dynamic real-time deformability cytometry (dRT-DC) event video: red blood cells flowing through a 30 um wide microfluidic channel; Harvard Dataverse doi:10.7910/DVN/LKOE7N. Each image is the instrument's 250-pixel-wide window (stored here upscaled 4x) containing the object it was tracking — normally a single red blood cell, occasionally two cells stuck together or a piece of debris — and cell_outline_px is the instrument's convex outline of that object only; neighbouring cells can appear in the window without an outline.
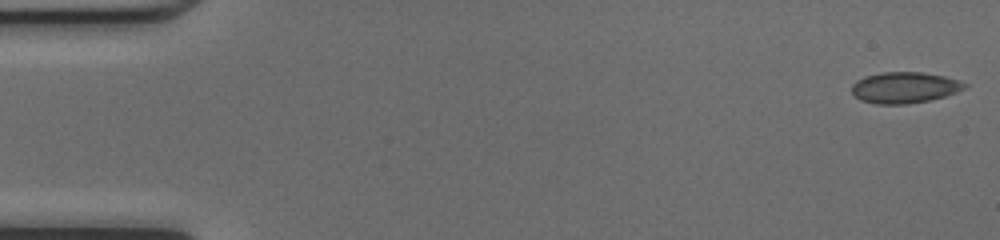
{"species": "common noctule bat (a hibernating species)", "species_latin": "Nyctalus noctula", "temperature_condition": "cold", "stored_images_in_passage": 48, "camera_frame_rate_fps": 3000, "um_per_image_px": 0.085, "animal": {"sex": "female", "body_mass_g": 17.0, "forearm_length_mm": 48.0}, "frame": {"image": 1, "passage_image": 1, "time_ms": 0.0, "image_size_px": [1000, 240], "cell_outline_px": [[968, 88], [944, 96], [928, 100], [908, 104], [876, 104], [860, 100], [852, 92], [852, 84], [856, 80], [864, 76], [880, 72], [924, 72], [944, 76], [960, 80], [968, 84]], "centroid_in_image_um": [76.89, 7.43], "position_along_channel_um": 8.1, "area_um2": 20.63}}
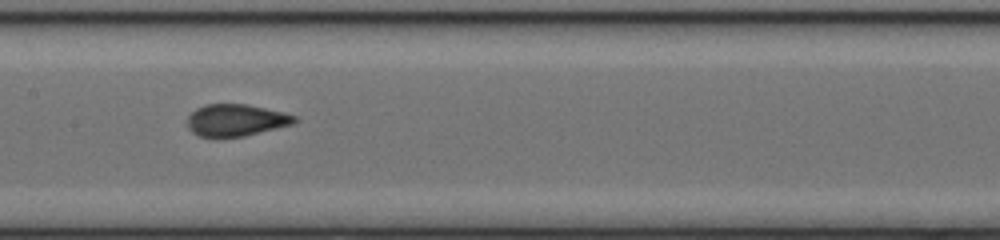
{"frame": {"image": 2, "passage_image": 24, "time_ms": 7.667, "image_size_px": [1000, 240], "cell_outline_px": [[300, 120], [296, 124], [244, 136], [200, 136], [192, 132], [188, 128], [188, 116], [196, 108], [204, 104], [248, 104], [284, 112], [296, 116]], "centroid_in_image_um": [20.12, 10.2], "position_along_channel_um": 187.3, "area_um2": 20.06}}
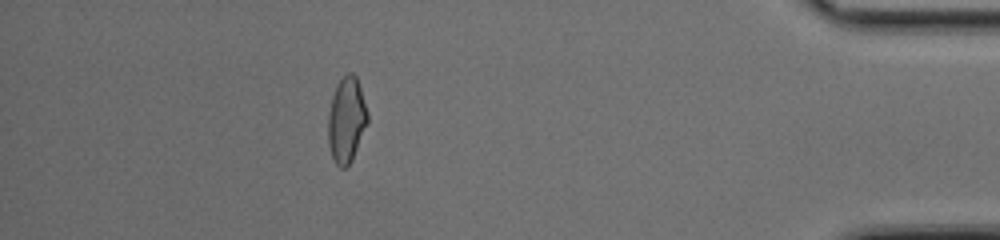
{"frame": {"image": 3, "passage_image": 43, "time_ms": 14.0, "image_size_px": [1000, 240], "cell_outline_px": [[368, 124], [352, 160], [344, 168], [340, 168], [336, 164], [332, 156], [328, 144], [328, 112], [332, 96], [336, 84], [348, 72], [352, 72], [356, 76], [368, 112]], "centroid_in_image_um": [29.45, 10.19], "position_along_channel_um": 405.8, "area_um2": 19.77}, "authors_computed_cell_mechanics": {"area_um2": 20.0277, "velocity_mm_per_s": 4.2653, "shape_relaxation_time_tau1_ms": null, "shape_relaxation_time_tau2_ms": 0.7611, "deformation_change_tau1": null, "deformation_change_tau2": 0.0574}}